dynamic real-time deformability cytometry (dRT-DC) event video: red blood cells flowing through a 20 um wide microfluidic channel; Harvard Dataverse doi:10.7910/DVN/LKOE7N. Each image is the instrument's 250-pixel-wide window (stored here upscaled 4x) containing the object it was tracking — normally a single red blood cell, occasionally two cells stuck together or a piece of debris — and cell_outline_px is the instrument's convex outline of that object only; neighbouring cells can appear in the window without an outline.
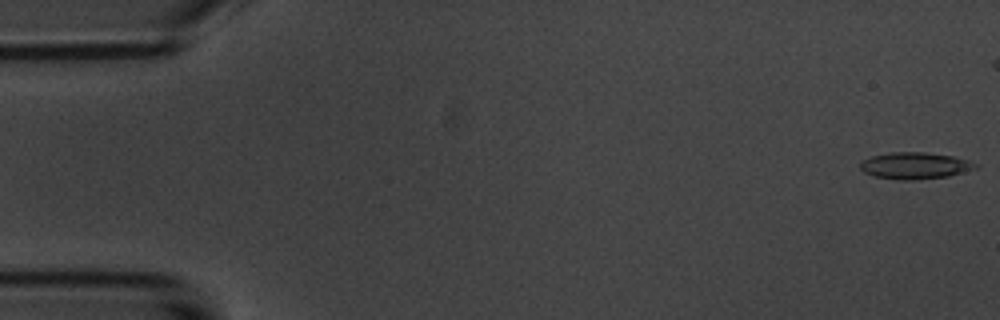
{"species": "common noctule bat (a hibernating species)", "species_latin": "Nyctalus noctula", "temperature_condition": "room temperature", "stored_images_in_passage": 5, "camera_frame_rate_fps": 3000, "um_per_image_px": 0.085, "animal": {"sex": "male", "body_mass_g": 20.1, "forearm_length_mm": 53.5}, "frame": {"image": 1, "passage_image": 1, "time_ms": 0.0, "image_size_px": [1000, 320], "cell_outline_px": [[980, 164], [976, 168], [964, 172], [948, 176], [912, 180], [900, 180], [876, 176], [864, 172], [860, 168], [860, 160], [872, 156], [892, 152], [924, 152], [952, 156], [968, 160]], "centroid_in_image_um": [77.77, 14.07], "position_along_channel_um": 7.2, "area_um2": 17.86}}